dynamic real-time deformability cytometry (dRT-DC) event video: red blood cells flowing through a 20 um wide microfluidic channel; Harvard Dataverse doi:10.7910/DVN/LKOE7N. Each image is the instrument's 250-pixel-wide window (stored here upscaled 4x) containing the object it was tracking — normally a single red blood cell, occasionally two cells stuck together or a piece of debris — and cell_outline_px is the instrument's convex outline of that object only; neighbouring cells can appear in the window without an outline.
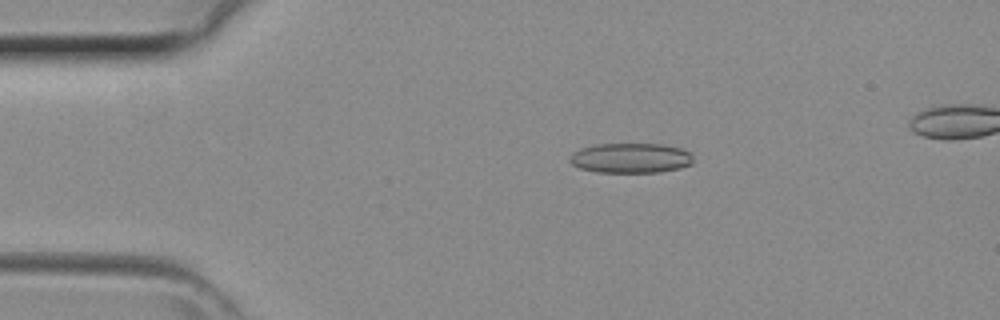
{"species": "common noctule bat (a hibernating species)", "species_latin": "Nyctalus noctula", "temperature_condition": "room temperature", "stored_images_in_passage": 40, "camera_frame_rate_fps": 3000, "um_per_image_px": 0.085, "animal": {"sex": "female", "body_mass_g": 29.2, "forearm_length_mm": 56.3}, "frame": {"image": 1, "passage_image": 7, "time_ms": 2.0, "image_size_px": [1000, 320], "cell_outline_px": [[692, 164], [680, 168], [660, 172], [596, 172], [580, 168], [572, 164], [568, 160], [568, 156], [572, 152], [580, 148], [596, 144], [660, 144], [680, 148], [688, 152], [692, 156]], "centroid_in_image_um": [53.56, 13.43], "position_along_channel_um": 31.4, "area_um2": 21.62}}
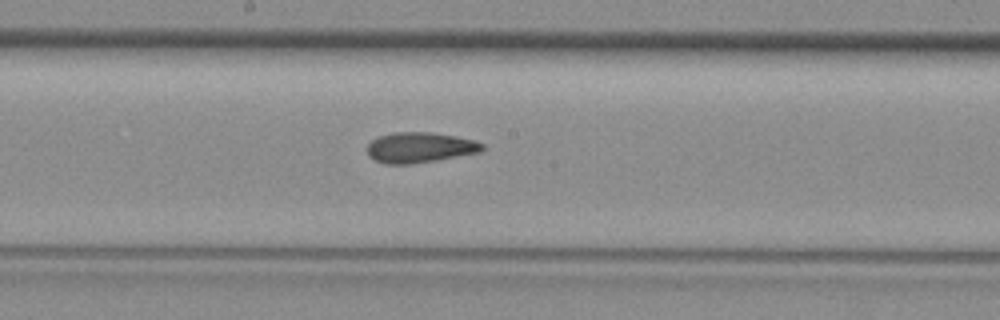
{"frame": {"image": 2, "passage_image": 21, "time_ms": 6.667, "image_size_px": [1000, 320], "cell_outline_px": [[484, 148], [480, 152], [436, 160], [412, 164], [384, 164], [368, 156], [368, 144], [372, 140], [380, 136], [396, 132], [432, 132], [456, 136], [472, 140], [484, 144]], "centroid_in_image_um": [35.68, 12.54], "position_along_channel_um": 212.5, "area_um2": 20.29}}
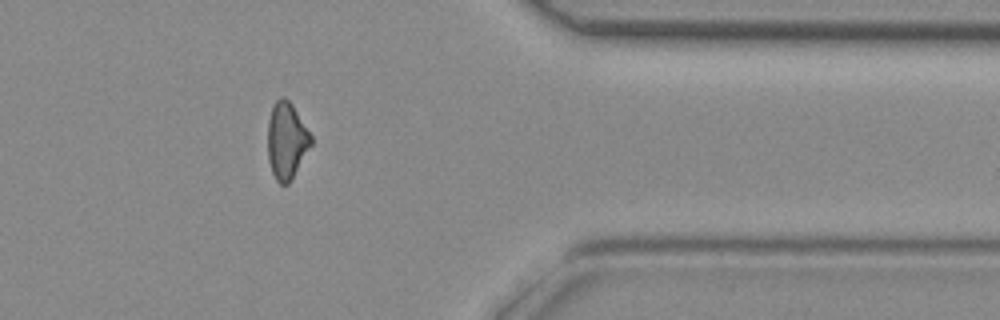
{"frame": {"image": 3, "passage_image": 33, "time_ms": 10.667, "image_size_px": [1000, 320], "cell_outline_px": [[312, 144], [288, 184], [280, 184], [276, 180], [272, 172], [268, 160], [268, 120], [272, 104], [280, 96], [284, 96], [292, 104], [312, 136]], "centroid_in_image_um": [24.34, 11.92], "position_along_channel_um": 387.1, "area_um2": 19.31}}